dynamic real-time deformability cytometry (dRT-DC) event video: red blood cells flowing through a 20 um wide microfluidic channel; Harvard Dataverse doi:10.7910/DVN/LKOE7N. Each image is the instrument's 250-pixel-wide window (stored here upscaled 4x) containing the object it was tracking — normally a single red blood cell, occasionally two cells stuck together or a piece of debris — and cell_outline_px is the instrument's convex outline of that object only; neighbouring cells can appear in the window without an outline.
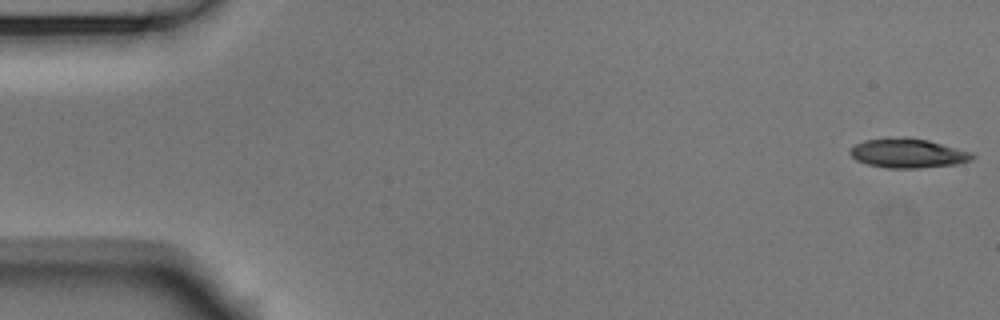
{"species": "Egyptian fruit bat (a non-hibernating species)", "species_latin": "Rousettus aegyptiacus", "temperature_condition": "room temperature", "stored_images_in_passage": 15, "camera_frame_rate_fps": 3000, "um_per_image_px": 0.085, "animal": {"sex": "male"}, "frame": {"image": 1, "passage_image": 1, "time_ms": 0.0, "image_size_px": [1000, 320], "cell_outline_px": [[976, 156], [972, 160], [956, 164], [916, 168], [888, 168], [868, 164], [856, 160], [848, 152], [856, 144], [864, 140], [904, 136], [928, 140], [972, 152]], "centroid_in_image_um": [77.18, 13.01], "position_along_channel_um": 7.8, "area_um2": 20.87}}
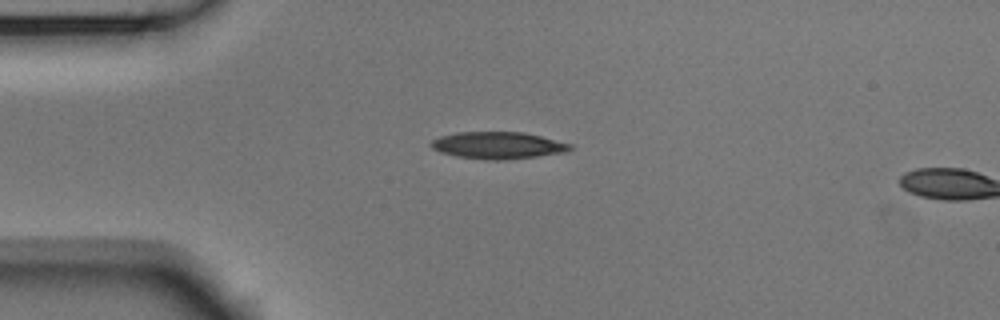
{"frame": {"image": 2, "passage_image": 13, "time_ms": 4.0, "image_size_px": [1000, 320], "cell_outline_px": [[572, 148], [564, 152], [536, 156], [504, 160], [488, 160], [456, 156], [440, 152], [432, 148], [428, 144], [432, 140], [440, 136], [456, 132], [524, 132], [572, 144]], "centroid_in_image_um": [42.28, 12.35], "position_along_channel_um": 42.7, "area_um2": 21.79}}